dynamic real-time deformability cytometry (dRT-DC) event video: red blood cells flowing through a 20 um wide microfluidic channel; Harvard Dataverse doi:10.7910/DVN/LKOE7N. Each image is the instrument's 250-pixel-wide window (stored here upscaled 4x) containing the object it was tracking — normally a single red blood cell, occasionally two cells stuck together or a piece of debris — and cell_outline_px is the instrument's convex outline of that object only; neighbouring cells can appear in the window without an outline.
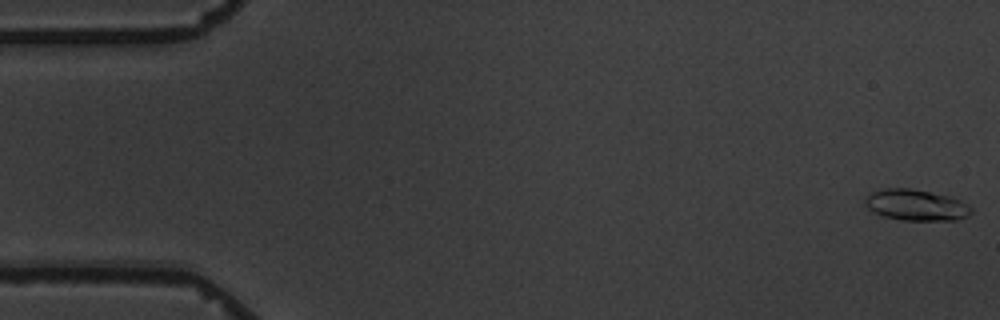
{"species": "common noctule bat (a hibernating species)", "species_latin": "Nyctalus noctula", "temperature_condition": "warm", "stored_images_in_passage": 6, "camera_frame_rate_fps": 3000, "um_per_image_px": 0.085, "animal": {"sex": "male", "body_mass_g": 19.5, "forearm_length_mm": 54.6}, "frame": {"image": 1, "passage_image": 1, "time_ms": 0.0, "image_size_px": [1000, 320], "cell_outline_px": [[972, 212], [968, 216], [956, 220], [904, 220], [884, 216], [868, 208], [864, 204], [864, 200], [872, 192], [884, 188], [908, 188], [948, 196], [960, 200], [968, 204], [972, 208]], "centroid_in_image_um": [77.88, 17.43], "position_along_channel_um": 7.1, "area_um2": 19.02}}